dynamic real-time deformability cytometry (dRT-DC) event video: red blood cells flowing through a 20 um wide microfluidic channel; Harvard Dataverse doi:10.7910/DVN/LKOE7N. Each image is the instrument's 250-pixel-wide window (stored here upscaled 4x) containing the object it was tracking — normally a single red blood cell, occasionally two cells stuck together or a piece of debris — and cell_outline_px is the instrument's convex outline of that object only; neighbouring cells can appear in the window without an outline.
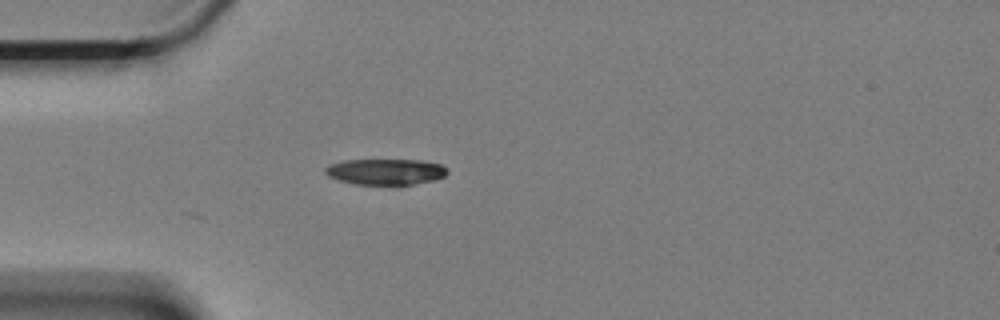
{"species": "Egyptian fruit bat (a non-hibernating species)", "species_latin": "Rousettus aegyptiacus", "temperature_condition": "cold", "stored_images_in_passage": 44, "camera_frame_rate_fps": 3000, "um_per_image_px": 0.085, "animal": {"sex": "female"}, "frame": {"image": 1, "passage_image": 1, "time_ms": 0.0, "image_size_px": [1000, 320], "cell_outline_px": [[448, 172], [444, 176], [436, 180], [396, 188], [356, 184], [340, 180], [328, 176], [324, 172], [324, 168], [332, 164], [344, 160], [424, 160], [440, 164], [448, 168]], "centroid_in_image_um": [32.84, 14.64], "position_along_channel_um": 52.2, "area_um2": 19.31}}
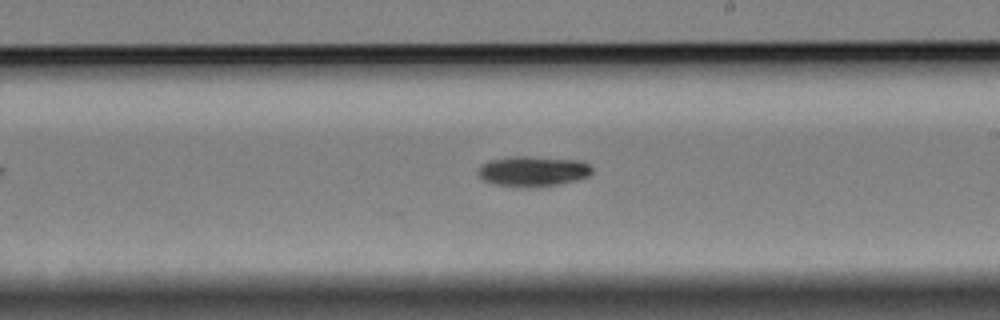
{"frame": {"image": 2, "passage_image": 19, "time_ms": 6.0, "image_size_px": [1000, 320], "cell_outline_px": [[592, 172], [588, 176], [576, 180], [560, 184], [536, 188], [520, 188], [492, 184], [484, 180], [476, 172], [488, 160], [516, 156], [524, 156], [580, 160], [588, 164], [592, 168]], "centroid_in_image_um": [45.29, 14.58], "position_along_channel_um": 243.7, "area_um2": 20.35}}
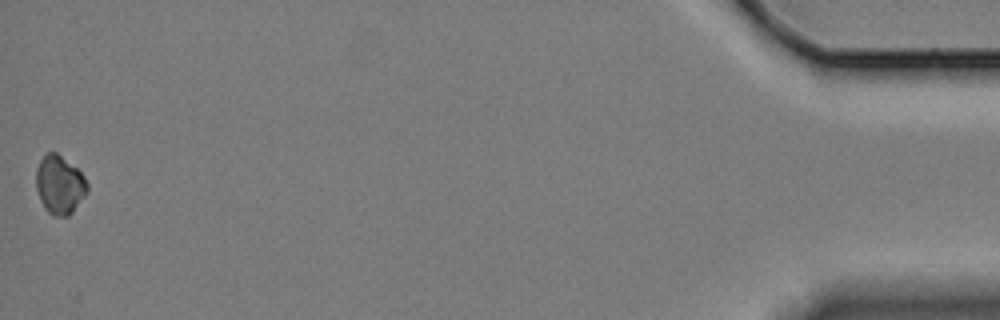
{"frame": {"image": 3, "passage_image": 44, "time_ms": 14.333, "image_size_px": [1000, 320], "cell_outline_px": [[88, 192], [72, 212], [68, 216], [52, 216], [44, 208], [40, 200], [36, 188], [36, 168], [40, 160], [48, 152], [56, 152], [76, 168], [84, 176], [88, 184]], "centroid_in_image_um": [5.06, 15.72], "position_along_channel_um": 430.1, "area_um2": 17.46}}